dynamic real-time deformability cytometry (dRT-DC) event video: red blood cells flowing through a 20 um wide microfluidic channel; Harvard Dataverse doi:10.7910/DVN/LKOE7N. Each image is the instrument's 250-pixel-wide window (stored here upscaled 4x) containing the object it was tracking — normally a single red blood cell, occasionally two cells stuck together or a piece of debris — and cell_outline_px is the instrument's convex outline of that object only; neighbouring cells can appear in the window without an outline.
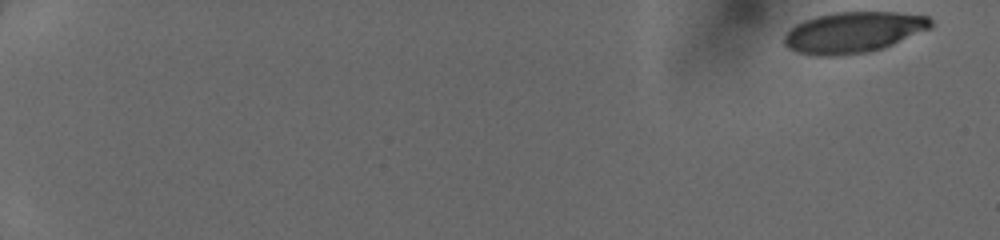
{"species": "human", "species_latin": "Homo sapiens", "temperature_condition": "cold", "stored_images_in_passage": 50, "camera_frame_rate_fps": 3000, "um_per_image_px": 0.085, "donor": {"sex": "female"}, "frame": {"image": 1, "passage_image": 1, "time_ms": 0.0, "image_size_px": [1000, 240], "cell_outline_px": [[932, 28], [884, 48], [868, 52], [844, 56], [820, 56], [796, 52], [788, 48], [784, 44], [784, 36], [796, 24], [804, 20], [816, 16], [832, 12], [896, 12], [928, 16], [932, 20]], "centroid_in_image_um": [72.55, 2.75], "position_along_channel_um": 12.4, "area_um2": 35.26}}
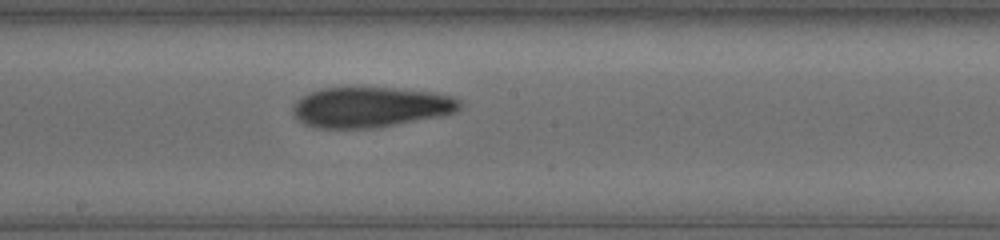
{"frame": {"image": 2, "passage_image": 30, "time_ms": 9.667, "image_size_px": [1000, 240], "cell_outline_px": [[460, 108], [456, 112], [444, 116], [376, 128], [316, 128], [304, 124], [296, 120], [292, 116], [292, 108], [296, 100], [300, 96], [308, 92], [320, 88], [352, 84], [396, 88], [432, 92], [452, 96], [460, 100]], "centroid_in_image_um": [31.43, 9.07], "position_along_channel_um": 216.8, "area_um2": 40.92}}
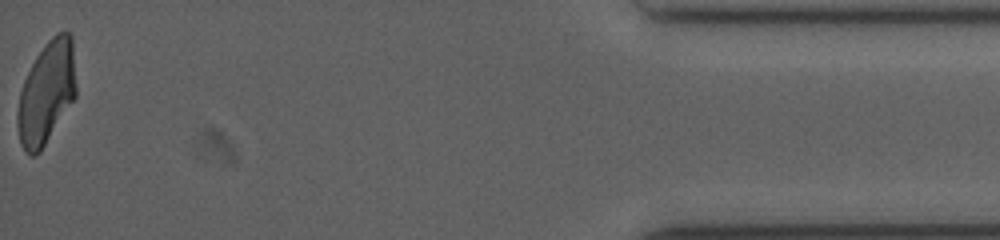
{"frame": {"image": 3, "passage_image": 50, "time_ms": 16.333, "image_size_px": [1000, 240], "cell_outline_px": [[76, 96], [40, 152], [36, 156], [32, 156], [24, 152], [20, 144], [16, 124], [16, 112], [20, 92], [24, 80], [36, 56], [44, 44], [56, 32], [68, 32], [72, 36], [76, 88]], "centroid_in_image_um": [3.93, 7.91], "position_along_channel_um": 431.3, "area_um2": 35.2}}